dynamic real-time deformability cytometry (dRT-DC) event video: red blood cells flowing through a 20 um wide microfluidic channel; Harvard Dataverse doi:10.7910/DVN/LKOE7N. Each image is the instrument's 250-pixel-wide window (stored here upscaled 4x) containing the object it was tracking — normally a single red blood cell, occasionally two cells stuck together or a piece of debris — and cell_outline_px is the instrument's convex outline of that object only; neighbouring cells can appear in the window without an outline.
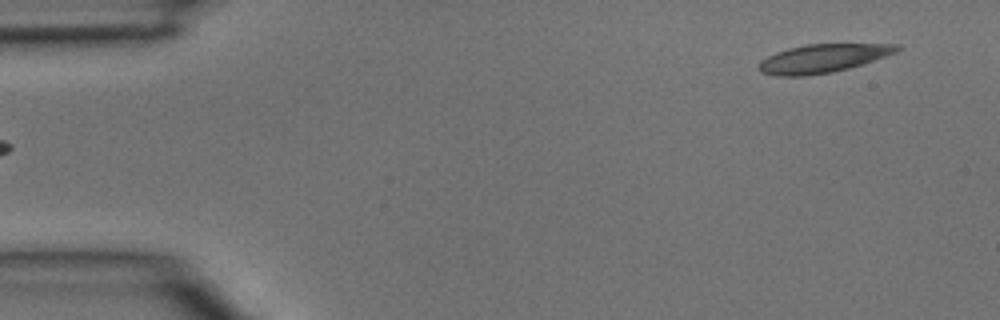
{"species": "common noctule bat (a hibernating species)", "species_latin": "Nyctalus noctula", "temperature_condition": "room temperature", "stored_images_in_passage": 5, "segment_of_instrument_passage": [2, 2], "camera_frame_rate_fps": 3000, "um_per_image_px": 0.085, "animal": {"sex": "male", "body_mass_g": 15.6}, "frame": {"image": 1, "passage_image": 5, "time_ms": 1.333, "image_size_px": [1000, 320], "cell_outline_px": [[904, 48], [896, 52], [864, 64], [832, 72], [808, 76], [776, 76], [760, 72], [760, 60], [776, 52], [788, 48], [804, 44], [900, 44]], "centroid_in_image_um": [69.96, 4.96], "position_along_channel_um": 15.0, "area_um2": 23.0}}